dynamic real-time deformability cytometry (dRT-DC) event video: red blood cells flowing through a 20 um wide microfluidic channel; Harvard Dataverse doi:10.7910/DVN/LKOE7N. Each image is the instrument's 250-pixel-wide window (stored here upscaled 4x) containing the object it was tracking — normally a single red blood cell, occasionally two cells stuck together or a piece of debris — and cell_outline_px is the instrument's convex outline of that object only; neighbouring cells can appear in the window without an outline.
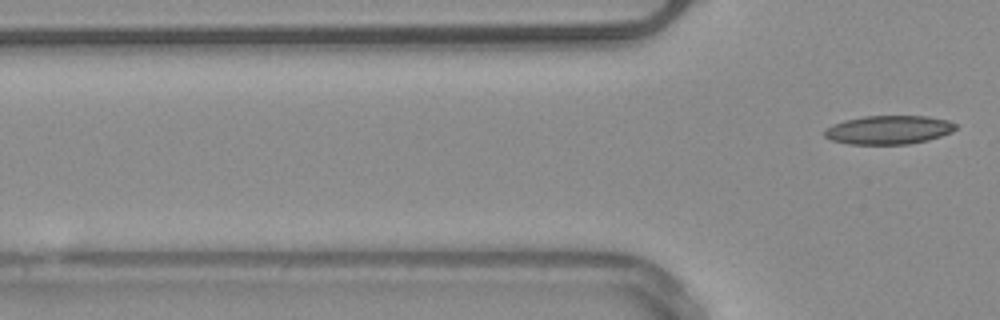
{"species": "common noctule bat (a hibernating species)", "species_latin": "Nyctalus noctula", "temperature_condition": "warm", "stored_images_in_passage": 3, "camera_frame_rate_fps": 3000, "um_per_image_px": 0.085, "animal": {"sex": "male", "body_mass_g": 20.4}, "frame": {"image": 1, "passage_image": 3, "time_ms": 3.333, "image_size_px": [1000, 320], "cell_outline_px": [[956, 128], [952, 132], [928, 140], [908, 144], [848, 144], [832, 140], [824, 136], [824, 128], [832, 124], [844, 120], [864, 116], [928, 116], [948, 120], [956, 124]], "centroid_in_image_um": [75.51, 11.03], "position_along_channel_um": 50.3, "area_um2": 22.02}}